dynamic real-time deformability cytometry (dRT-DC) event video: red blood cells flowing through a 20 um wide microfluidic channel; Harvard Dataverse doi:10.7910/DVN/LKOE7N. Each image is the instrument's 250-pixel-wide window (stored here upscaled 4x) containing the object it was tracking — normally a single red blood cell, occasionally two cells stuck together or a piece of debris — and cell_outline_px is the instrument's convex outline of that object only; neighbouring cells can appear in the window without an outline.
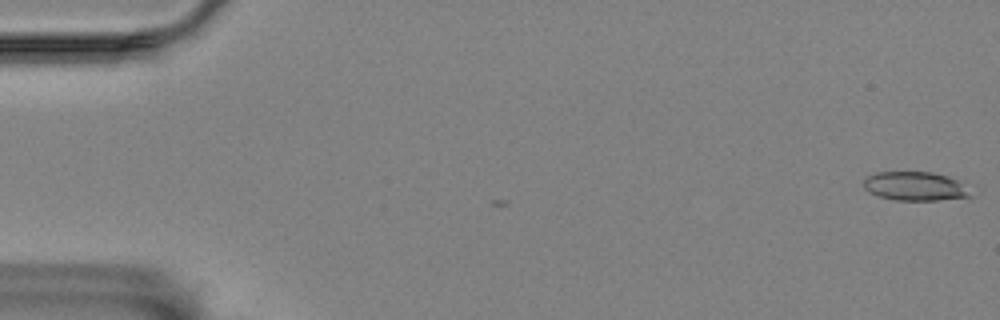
{"species": "Egyptian fruit bat (a non-hibernating species)", "species_latin": "Rousettus aegyptiacus", "temperature_condition": "room temperature", "stored_images_in_passage": 4, "camera_frame_rate_fps": 3000, "um_per_image_px": 0.085, "animal": {"sex": "female"}, "frame": {"image": 1, "passage_image": 1, "time_ms": 0.0, "image_size_px": [1000, 320], "cell_outline_px": [[968, 196], [936, 200], [896, 200], [880, 196], [868, 192], [864, 188], [864, 180], [868, 176], [876, 172], [932, 172], [948, 176], [956, 180]], "centroid_in_image_um": [77.64, 15.81], "position_along_channel_um": 7.4, "area_um2": 17.28}}